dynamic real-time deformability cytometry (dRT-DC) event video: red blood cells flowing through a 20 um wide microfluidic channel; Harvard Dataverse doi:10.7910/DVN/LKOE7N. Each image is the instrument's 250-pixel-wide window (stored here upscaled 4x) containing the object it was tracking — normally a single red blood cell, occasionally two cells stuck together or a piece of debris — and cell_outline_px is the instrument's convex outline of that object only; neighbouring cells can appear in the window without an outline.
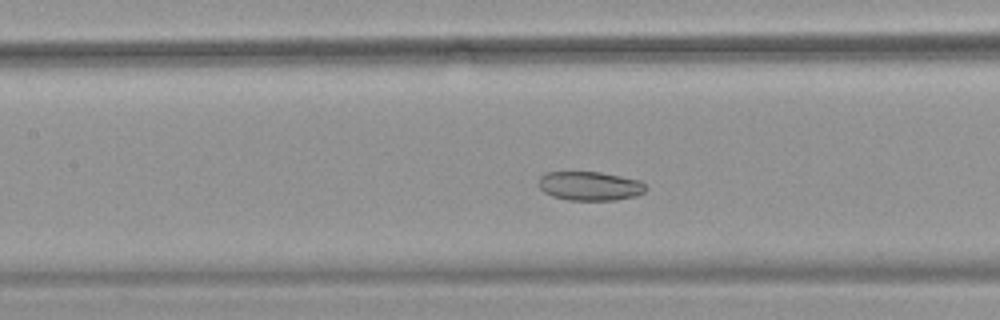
{"species": "common noctule bat (a hibernating species)", "species_latin": "Nyctalus noctula", "temperature_condition": "warm", "stored_images_in_passage": 49, "camera_frame_rate_fps": 3000, "um_per_image_px": 0.085, "animal": {"sex": "female", "body_mass_g": 18.4}, "frame": {"image": 1, "passage_image": 20, "time_ms": 6.333, "image_size_px": [1000, 320], "cell_outline_px": [[648, 188], [644, 192], [636, 196], [616, 200], [568, 200], [552, 196], [544, 192], [540, 188], [540, 176], [544, 172], [600, 172], [640, 180]], "centroid_in_image_um": [50.16, 15.81], "position_along_channel_um": 157.2, "area_um2": 18.15}}
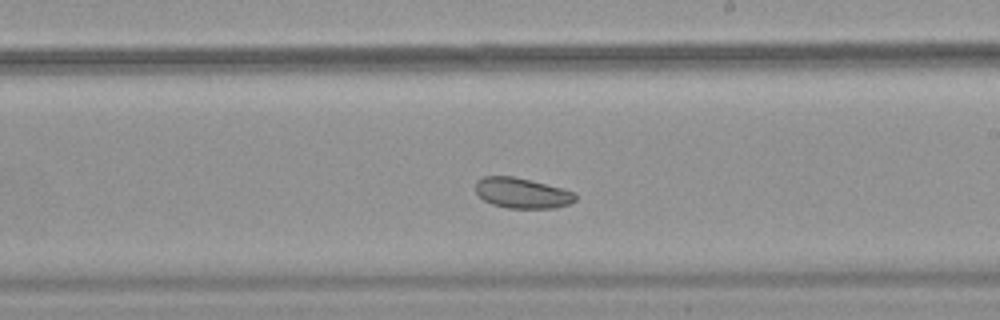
{"frame": {"image": 2, "passage_image": 27, "time_ms": 8.667, "image_size_px": [1000, 320], "cell_outline_px": [[576, 200], [568, 204], [556, 208], [508, 208], [492, 204], [484, 200], [476, 192], [476, 180], [484, 176], [512, 176], [564, 188], [576, 192]], "centroid_in_image_um": [44.4, 16.41], "position_along_channel_um": 244.6, "area_um2": 17.74}}
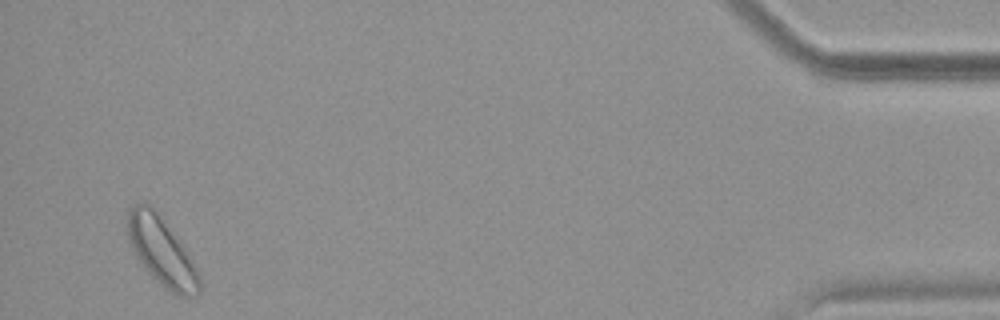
{"frame": {"image": 3, "passage_image": 47, "time_ms": 15.333, "image_size_px": [1000, 320], "cell_outline_px": [[204, 288], [196, 296], [176, 296], [152, 280], [140, 264], [128, 240], [128, 208], [132, 204], [144, 200], [156, 212], [184, 248], [192, 260], [200, 276]], "centroid_in_image_um": [13.73, 21.44], "position_along_channel_um": 421.5, "area_um2": 28.84}}